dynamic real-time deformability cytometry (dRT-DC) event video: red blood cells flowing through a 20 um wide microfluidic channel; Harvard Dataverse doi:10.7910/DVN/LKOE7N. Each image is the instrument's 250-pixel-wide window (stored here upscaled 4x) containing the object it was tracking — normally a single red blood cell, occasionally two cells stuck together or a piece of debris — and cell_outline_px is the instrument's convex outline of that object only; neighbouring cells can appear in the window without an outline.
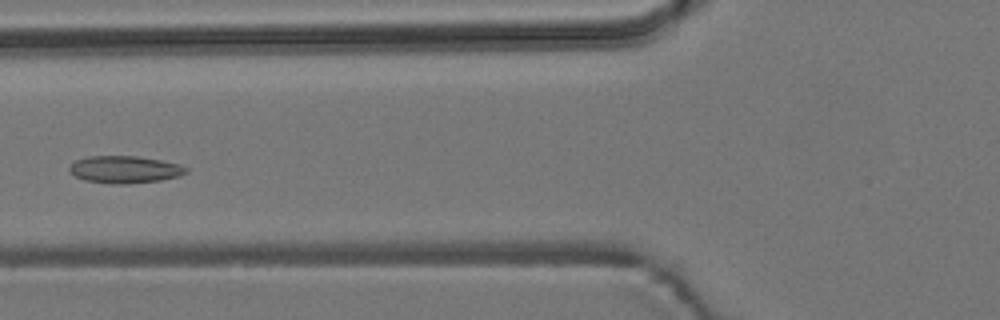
{"species": "common noctule bat (a hibernating species)", "species_latin": "Nyctalus noctula", "temperature_condition": "room temperature", "stored_images_in_passage": 6, "camera_frame_rate_fps": 3000, "um_per_image_px": 0.085, "animal": {"sex": "male", "body_mass_g": 19.2, "forearm_length_mm": 51.8}, "frame": {"image": 1, "passage_image": 5, "time_ms": 4.667, "image_size_px": [1000, 320], "cell_outline_px": [[188, 172], [180, 176], [160, 180], [128, 184], [112, 184], [84, 180], [68, 172], [68, 168], [76, 160], [88, 156], [136, 156], [160, 160], [180, 164], [188, 168]], "centroid_in_image_um": [10.61, 14.41], "position_along_channel_um": 115.2, "area_um2": 18.61}}
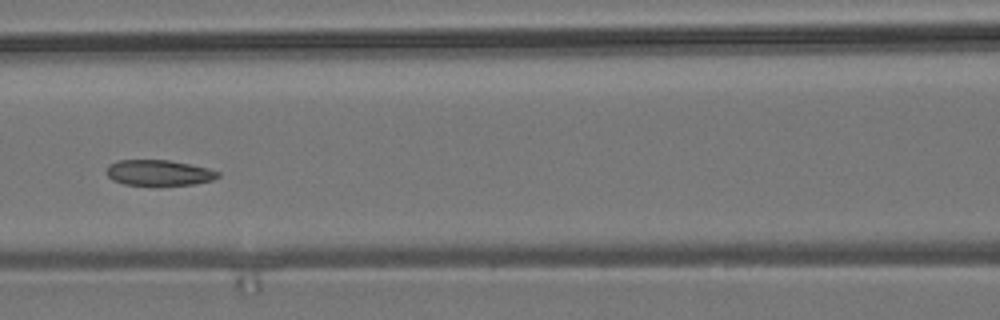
{"frame": {"image": 2, "passage_image": 6, "time_ms": 5.667, "image_size_px": [1000, 320], "cell_outline_px": [[220, 176], [212, 180], [196, 184], [160, 188], [124, 184], [112, 180], [104, 172], [108, 164], [120, 160], [168, 160], [208, 168], [220, 172]], "centroid_in_image_um": [13.48, 14.73], "position_along_channel_um": 153.1, "area_um2": 17.51}}